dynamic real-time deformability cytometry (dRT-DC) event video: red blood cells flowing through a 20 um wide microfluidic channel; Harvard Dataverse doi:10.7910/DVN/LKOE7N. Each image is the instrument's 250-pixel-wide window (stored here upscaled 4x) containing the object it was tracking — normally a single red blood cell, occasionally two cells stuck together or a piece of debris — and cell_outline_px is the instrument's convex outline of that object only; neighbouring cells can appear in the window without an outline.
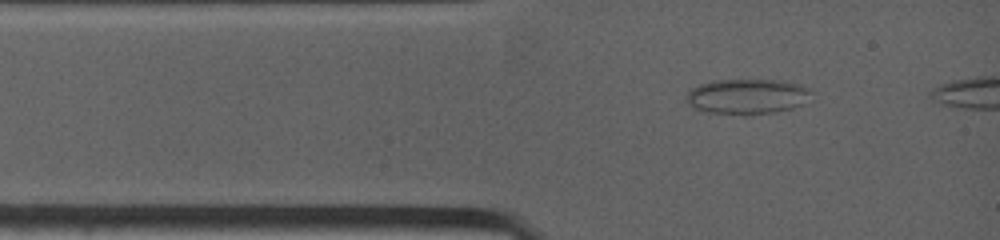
{"species": "common noctule bat (a hibernating species)", "species_latin": "Nyctalus noctula", "temperature_condition": "warm", "stored_images_in_passage": 4, "camera_frame_rate_fps": 4500, "um_per_image_px": 0.085, "animal": {"sex": "female", "body_mass_g": 19.0, "forearm_length_mm": 53.3}, "frame": {"image": 1, "passage_image": 2, "time_ms": 0.667, "image_size_px": [1000, 240], "cell_outline_px": [[808, 92], [800, 104], [792, 108], [752, 116], [744, 116], [704, 112], [692, 108], [688, 104], [684, 96], [692, 88], [700, 84], [712, 80], [784, 80], [800, 84], [808, 88]], "centroid_in_image_um": [63.38, 8.22], "position_along_channel_um": 21.6, "area_um2": 25.84}}